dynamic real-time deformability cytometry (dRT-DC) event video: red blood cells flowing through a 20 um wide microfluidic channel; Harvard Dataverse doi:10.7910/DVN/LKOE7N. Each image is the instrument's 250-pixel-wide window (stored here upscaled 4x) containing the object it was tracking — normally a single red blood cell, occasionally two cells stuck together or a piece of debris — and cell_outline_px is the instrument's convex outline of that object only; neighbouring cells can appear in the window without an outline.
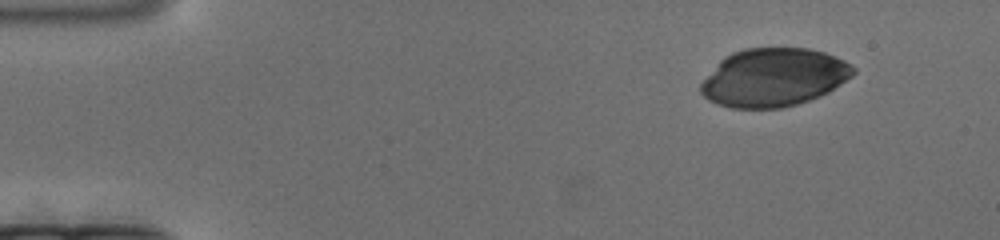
{"species": "human", "species_latin": "Homo sapiens", "temperature_condition": "cold", "stored_images_in_passage": 155, "camera_frame_rate_fps": 3000, "um_per_image_px": 0.085, "donor": {"sex": "female"}, "frame": {"image": 1, "passage_image": 1, "time_ms": 0.0, "image_size_px": [1000, 240], "cell_outline_px": [[856, 72], [852, 76], [828, 92], [820, 96], [784, 108], [732, 108], [716, 104], [708, 100], [700, 92], [700, 84], [720, 60], [724, 56], [732, 52], [744, 48], [808, 48], [824, 52], [844, 60], [852, 64], [856, 68]], "centroid_in_image_um": [65.76, 6.58], "position_along_channel_um": 19.2, "area_um2": 51.85}}